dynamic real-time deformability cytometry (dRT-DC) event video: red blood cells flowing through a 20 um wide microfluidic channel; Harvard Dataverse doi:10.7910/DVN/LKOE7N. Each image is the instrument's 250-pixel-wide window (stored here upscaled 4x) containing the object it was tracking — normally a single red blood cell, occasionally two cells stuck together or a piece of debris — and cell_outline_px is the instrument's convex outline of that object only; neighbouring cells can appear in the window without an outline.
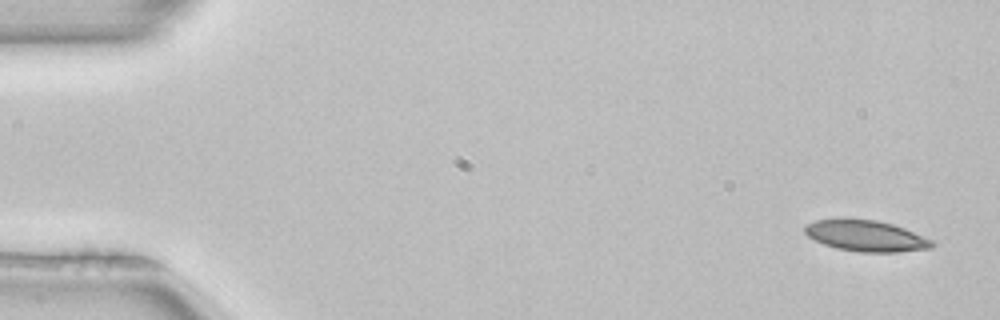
{"species": "common noctule bat (a hibernating species)", "species_latin": "Nyctalus noctula", "temperature_condition": "room temperature", "stored_images_in_passage": 3, "camera_frame_rate_fps": 3000, "um_per_image_px": 0.085, "animal": {"sex": "female", "body_mass_g": 22.7, "forearm_length_mm": 54.2}, "frame": {"image": 1, "passage_image": 1, "time_ms": 0.0, "image_size_px": [1000, 320], "cell_outline_px": [[936, 244], [932, 248], [900, 252], [860, 252], [836, 248], [824, 244], [808, 236], [804, 232], [804, 224], [816, 220], [876, 220], [892, 224], [904, 228], [932, 240]], "centroid_in_image_um": [73.63, 20.07], "position_along_channel_um": 11.4, "area_um2": 22.72}}